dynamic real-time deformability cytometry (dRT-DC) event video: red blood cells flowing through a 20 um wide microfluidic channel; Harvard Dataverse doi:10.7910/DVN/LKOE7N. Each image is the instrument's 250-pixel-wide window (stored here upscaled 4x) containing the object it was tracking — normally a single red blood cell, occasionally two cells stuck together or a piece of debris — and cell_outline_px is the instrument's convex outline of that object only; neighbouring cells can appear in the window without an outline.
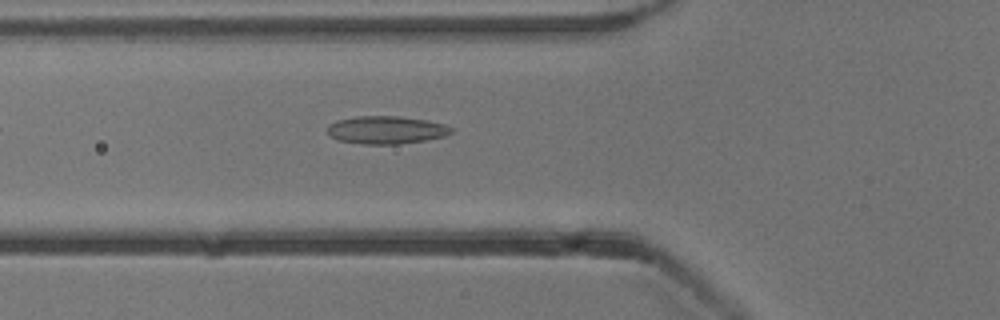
{"species": "common noctule bat (a hibernating species)", "species_latin": "Nyctalus noctula", "temperature_condition": "cold", "stored_images_in_passage": 13, "camera_frame_rate_fps": 3000, "um_per_image_px": 0.085, "animal": {"sex": "male", "body_mass_g": 13.3}, "frame": {"image": 1, "passage_image": 3, "time_ms": 0.667, "image_size_px": [1000, 320], "cell_outline_px": [[452, 132], [444, 136], [424, 140], [396, 144], [364, 144], [340, 140], [332, 136], [328, 132], [328, 124], [340, 120], [356, 116], [400, 116], [424, 120], [444, 124], [452, 128]], "centroid_in_image_um": [32.83, 11.04], "position_along_channel_um": 93.0, "area_um2": 19.71}}
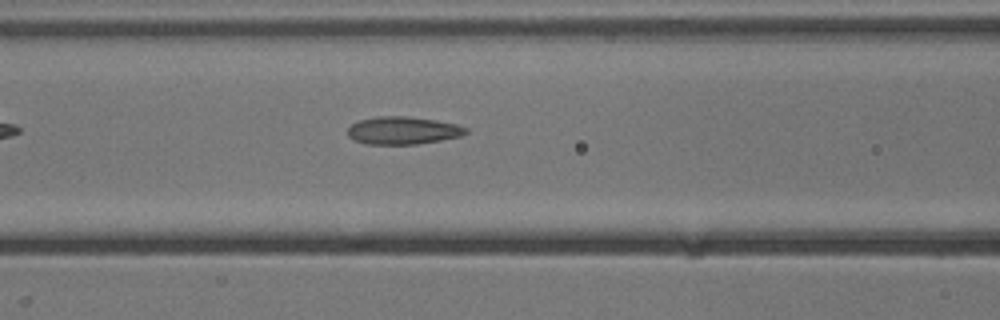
{"frame": {"image": 2, "passage_image": 6, "time_ms": 1.667, "image_size_px": [1000, 320], "cell_outline_px": [[468, 132], [460, 136], [440, 140], [416, 144], [368, 144], [356, 140], [348, 136], [348, 128], [352, 124], [360, 120], [376, 116], [408, 116], [436, 120], [456, 124], [468, 128]], "centroid_in_image_um": [34.26, 11.08], "position_along_channel_um": 132.3, "area_um2": 18.96}}
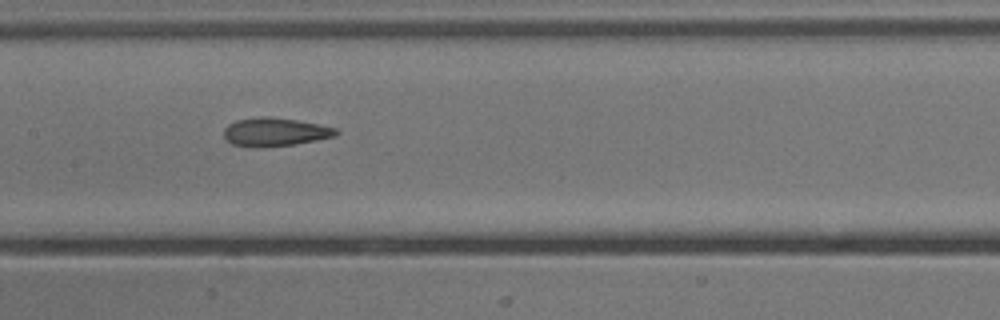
{"frame": {"image": 3, "passage_image": 10, "time_ms": 3.0, "image_size_px": [1000, 320], "cell_outline_px": [[340, 132], [336, 136], [316, 140], [292, 144], [232, 144], [224, 136], [224, 128], [228, 124], [236, 120], [256, 116], [272, 116], [296, 120], [336, 128]], "centroid_in_image_um": [23.41, 11.15], "position_along_channel_um": 184.0, "area_um2": 17.74}}